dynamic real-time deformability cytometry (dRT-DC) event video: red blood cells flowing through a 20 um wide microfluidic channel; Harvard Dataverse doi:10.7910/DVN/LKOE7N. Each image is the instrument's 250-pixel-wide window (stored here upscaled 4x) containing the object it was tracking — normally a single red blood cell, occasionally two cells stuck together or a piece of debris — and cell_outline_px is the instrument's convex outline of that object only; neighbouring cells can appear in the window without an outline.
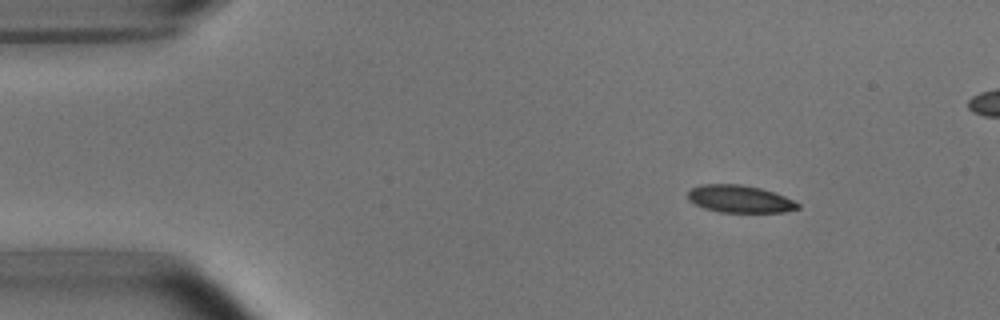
{"species": "common noctule bat (a hibernating species)", "species_latin": "Nyctalus noctula", "temperature_condition": "room temperature", "stored_images_in_passage": 4, "camera_frame_rate_fps": 3000, "um_per_image_px": 0.085, "animal": {"sex": "male", "body_mass_g": 15.6}, "frame": {"image": 1, "passage_image": 1, "time_ms": 0.0, "image_size_px": [1000, 320], "cell_outline_px": [[800, 208], [784, 212], [720, 212], [704, 208], [688, 200], [688, 192], [692, 188], [700, 184], [740, 184], [760, 188], [784, 196], [800, 204]], "centroid_in_image_um": [62.86, 16.91], "position_along_channel_um": 22.1, "area_um2": 17.46}}